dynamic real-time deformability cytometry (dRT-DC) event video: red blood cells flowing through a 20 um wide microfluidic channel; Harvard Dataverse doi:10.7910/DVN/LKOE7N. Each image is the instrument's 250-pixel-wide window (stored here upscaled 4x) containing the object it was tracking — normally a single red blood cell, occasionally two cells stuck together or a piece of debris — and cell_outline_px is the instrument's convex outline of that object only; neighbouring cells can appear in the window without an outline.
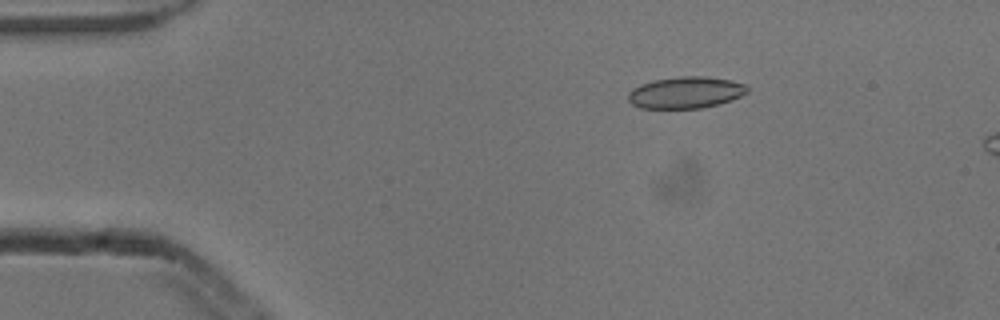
{"species": "common noctule bat (a hibernating species)", "species_latin": "Nyctalus noctula", "temperature_condition": "cold", "stored_images_in_passage": 5, "camera_frame_rate_fps": 3000, "um_per_image_px": 0.085, "animal": {"sex": "male", "body_mass_g": 13.3}, "frame": {"image": 1, "passage_image": 3, "time_ms": 0.667, "image_size_px": [1000, 320], "cell_outline_px": [[748, 92], [732, 100], [720, 104], [700, 108], [640, 108], [632, 104], [628, 100], [628, 92], [632, 88], [640, 84], [652, 80], [680, 76], [708, 76], [732, 80], [744, 84], [748, 88]], "centroid_in_image_um": [58.28, 7.85], "position_along_channel_um": 26.7, "area_um2": 22.2}}